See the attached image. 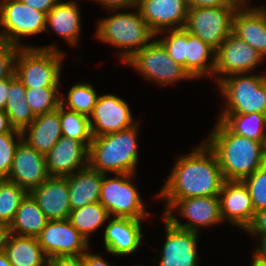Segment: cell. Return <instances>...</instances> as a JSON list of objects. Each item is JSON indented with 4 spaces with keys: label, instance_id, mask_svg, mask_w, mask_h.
<instances>
[{
    "label": "cell",
    "instance_id": "cell-1",
    "mask_svg": "<svg viewBox=\"0 0 266 266\" xmlns=\"http://www.w3.org/2000/svg\"><path fill=\"white\" fill-rule=\"evenodd\" d=\"M193 150L176 159L157 197L185 199L219 196L224 178L215 153L205 142Z\"/></svg>",
    "mask_w": 266,
    "mask_h": 266
},
{
    "label": "cell",
    "instance_id": "cell-2",
    "mask_svg": "<svg viewBox=\"0 0 266 266\" xmlns=\"http://www.w3.org/2000/svg\"><path fill=\"white\" fill-rule=\"evenodd\" d=\"M205 143L215 153L224 180L242 181L266 164L264 141L233 133L217 120Z\"/></svg>",
    "mask_w": 266,
    "mask_h": 266
},
{
    "label": "cell",
    "instance_id": "cell-3",
    "mask_svg": "<svg viewBox=\"0 0 266 266\" xmlns=\"http://www.w3.org/2000/svg\"><path fill=\"white\" fill-rule=\"evenodd\" d=\"M138 126L139 121L132 127L116 133L93 136L88 164L104 174H137Z\"/></svg>",
    "mask_w": 266,
    "mask_h": 266
},
{
    "label": "cell",
    "instance_id": "cell-4",
    "mask_svg": "<svg viewBox=\"0 0 266 266\" xmlns=\"http://www.w3.org/2000/svg\"><path fill=\"white\" fill-rule=\"evenodd\" d=\"M136 10L122 13L118 10L116 14L97 22L95 36L100 41L120 48L118 56L124 63L156 38L137 7Z\"/></svg>",
    "mask_w": 266,
    "mask_h": 266
},
{
    "label": "cell",
    "instance_id": "cell-5",
    "mask_svg": "<svg viewBox=\"0 0 266 266\" xmlns=\"http://www.w3.org/2000/svg\"><path fill=\"white\" fill-rule=\"evenodd\" d=\"M65 53L55 45L20 47L15 74L26 88L59 87Z\"/></svg>",
    "mask_w": 266,
    "mask_h": 266
},
{
    "label": "cell",
    "instance_id": "cell-6",
    "mask_svg": "<svg viewBox=\"0 0 266 266\" xmlns=\"http://www.w3.org/2000/svg\"><path fill=\"white\" fill-rule=\"evenodd\" d=\"M217 86L226 101L221 114H266V73L232 74Z\"/></svg>",
    "mask_w": 266,
    "mask_h": 266
},
{
    "label": "cell",
    "instance_id": "cell-7",
    "mask_svg": "<svg viewBox=\"0 0 266 266\" xmlns=\"http://www.w3.org/2000/svg\"><path fill=\"white\" fill-rule=\"evenodd\" d=\"M109 177L104 174L101 184L99 202L106 208L111 217H128L144 220L148 216L145 204L132 178L134 174H115Z\"/></svg>",
    "mask_w": 266,
    "mask_h": 266
},
{
    "label": "cell",
    "instance_id": "cell-8",
    "mask_svg": "<svg viewBox=\"0 0 266 266\" xmlns=\"http://www.w3.org/2000/svg\"><path fill=\"white\" fill-rule=\"evenodd\" d=\"M125 63L136 69L145 80L155 82L159 86H167L181 80H193L184 67L169 56L157 37Z\"/></svg>",
    "mask_w": 266,
    "mask_h": 266
},
{
    "label": "cell",
    "instance_id": "cell-9",
    "mask_svg": "<svg viewBox=\"0 0 266 266\" xmlns=\"http://www.w3.org/2000/svg\"><path fill=\"white\" fill-rule=\"evenodd\" d=\"M46 15L29 7L22 0H0V40L18 47H37L24 46L19 40L44 32Z\"/></svg>",
    "mask_w": 266,
    "mask_h": 266
},
{
    "label": "cell",
    "instance_id": "cell-10",
    "mask_svg": "<svg viewBox=\"0 0 266 266\" xmlns=\"http://www.w3.org/2000/svg\"><path fill=\"white\" fill-rule=\"evenodd\" d=\"M163 200L165 201L164 217L177 228L199 233L201 227L206 228L223 223L219 196ZM175 209L177 214L187 219L188 222L181 223L174 215Z\"/></svg>",
    "mask_w": 266,
    "mask_h": 266
},
{
    "label": "cell",
    "instance_id": "cell-11",
    "mask_svg": "<svg viewBox=\"0 0 266 266\" xmlns=\"http://www.w3.org/2000/svg\"><path fill=\"white\" fill-rule=\"evenodd\" d=\"M234 5L189 8L185 29L217 50L232 33Z\"/></svg>",
    "mask_w": 266,
    "mask_h": 266
},
{
    "label": "cell",
    "instance_id": "cell-12",
    "mask_svg": "<svg viewBox=\"0 0 266 266\" xmlns=\"http://www.w3.org/2000/svg\"><path fill=\"white\" fill-rule=\"evenodd\" d=\"M265 58L233 32L216 50L213 76L217 84L232 74L251 73Z\"/></svg>",
    "mask_w": 266,
    "mask_h": 266
},
{
    "label": "cell",
    "instance_id": "cell-13",
    "mask_svg": "<svg viewBox=\"0 0 266 266\" xmlns=\"http://www.w3.org/2000/svg\"><path fill=\"white\" fill-rule=\"evenodd\" d=\"M46 257L79 256L89 249V241L67 220H49L37 236Z\"/></svg>",
    "mask_w": 266,
    "mask_h": 266
},
{
    "label": "cell",
    "instance_id": "cell-14",
    "mask_svg": "<svg viewBox=\"0 0 266 266\" xmlns=\"http://www.w3.org/2000/svg\"><path fill=\"white\" fill-rule=\"evenodd\" d=\"M89 120L93 136L116 133L137 123L128 103L110 93L98 97Z\"/></svg>",
    "mask_w": 266,
    "mask_h": 266
},
{
    "label": "cell",
    "instance_id": "cell-15",
    "mask_svg": "<svg viewBox=\"0 0 266 266\" xmlns=\"http://www.w3.org/2000/svg\"><path fill=\"white\" fill-rule=\"evenodd\" d=\"M166 239L158 266H198L199 233L175 227L163 216Z\"/></svg>",
    "mask_w": 266,
    "mask_h": 266
},
{
    "label": "cell",
    "instance_id": "cell-16",
    "mask_svg": "<svg viewBox=\"0 0 266 266\" xmlns=\"http://www.w3.org/2000/svg\"><path fill=\"white\" fill-rule=\"evenodd\" d=\"M137 8L156 37L184 28L189 9L186 0H137Z\"/></svg>",
    "mask_w": 266,
    "mask_h": 266
},
{
    "label": "cell",
    "instance_id": "cell-17",
    "mask_svg": "<svg viewBox=\"0 0 266 266\" xmlns=\"http://www.w3.org/2000/svg\"><path fill=\"white\" fill-rule=\"evenodd\" d=\"M48 177L45 155L37 152L22 140L16 148L7 180L14 182L29 193L39 187Z\"/></svg>",
    "mask_w": 266,
    "mask_h": 266
},
{
    "label": "cell",
    "instance_id": "cell-18",
    "mask_svg": "<svg viewBox=\"0 0 266 266\" xmlns=\"http://www.w3.org/2000/svg\"><path fill=\"white\" fill-rule=\"evenodd\" d=\"M219 198L223 222L228 221L245 231L253 220L255 210L244 182L224 180Z\"/></svg>",
    "mask_w": 266,
    "mask_h": 266
},
{
    "label": "cell",
    "instance_id": "cell-19",
    "mask_svg": "<svg viewBox=\"0 0 266 266\" xmlns=\"http://www.w3.org/2000/svg\"><path fill=\"white\" fill-rule=\"evenodd\" d=\"M49 176H68L89 163V147L80 140L61 137L45 155Z\"/></svg>",
    "mask_w": 266,
    "mask_h": 266
},
{
    "label": "cell",
    "instance_id": "cell-20",
    "mask_svg": "<svg viewBox=\"0 0 266 266\" xmlns=\"http://www.w3.org/2000/svg\"><path fill=\"white\" fill-rule=\"evenodd\" d=\"M128 217H109L103 233L106 252L115 256L131 255L142 243V223Z\"/></svg>",
    "mask_w": 266,
    "mask_h": 266
},
{
    "label": "cell",
    "instance_id": "cell-21",
    "mask_svg": "<svg viewBox=\"0 0 266 266\" xmlns=\"http://www.w3.org/2000/svg\"><path fill=\"white\" fill-rule=\"evenodd\" d=\"M29 194L48 220H67L71 208L67 176H49Z\"/></svg>",
    "mask_w": 266,
    "mask_h": 266
},
{
    "label": "cell",
    "instance_id": "cell-22",
    "mask_svg": "<svg viewBox=\"0 0 266 266\" xmlns=\"http://www.w3.org/2000/svg\"><path fill=\"white\" fill-rule=\"evenodd\" d=\"M265 6L237 9L233 16L232 32L248 43L266 59Z\"/></svg>",
    "mask_w": 266,
    "mask_h": 266
},
{
    "label": "cell",
    "instance_id": "cell-23",
    "mask_svg": "<svg viewBox=\"0 0 266 266\" xmlns=\"http://www.w3.org/2000/svg\"><path fill=\"white\" fill-rule=\"evenodd\" d=\"M74 0H59L46 15V29L50 27L54 33L66 40L69 45H78L81 33L80 7Z\"/></svg>",
    "mask_w": 266,
    "mask_h": 266
},
{
    "label": "cell",
    "instance_id": "cell-24",
    "mask_svg": "<svg viewBox=\"0 0 266 266\" xmlns=\"http://www.w3.org/2000/svg\"><path fill=\"white\" fill-rule=\"evenodd\" d=\"M22 137L29 146L46 155L62 137L59 107L55 111L37 115L22 131Z\"/></svg>",
    "mask_w": 266,
    "mask_h": 266
},
{
    "label": "cell",
    "instance_id": "cell-25",
    "mask_svg": "<svg viewBox=\"0 0 266 266\" xmlns=\"http://www.w3.org/2000/svg\"><path fill=\"white\" fill-rule=\"evenodd\" d=\"M103 175L88 164L67 176L71 210L99 202Z\"/></svg>",
    "mask_w": 266,
    "mask_h": 266
},
{
    "label": "cell",
    "instance_id": "cell-26",
    "mask_svg": "<svg viewBox=\"0 0 266 266\" xmlns=\"http://www.w3.org/2000/svg\"><path fill=\"white\" fill-rule=\"evenodd\" d=\"M3 251L11 266H46L48 258L37 237L7 234Z\"/></svg>",
    "mask_w": 266,
    "mask_h": 266
},
{
    "label": "cell",
    "instance_id": "cell-27",
    "mask_svg": "<svg viewBox=\"0 0 266 266\" xmlns=\"http://www.w3.org/2000/svg\"><path fill=\"white\" fill-rule=\"evenodd\" d=\"M216 50L186 30V71L193 79L213 76Z\"/></svg>",
    "mask_w": 266,
    "mask_h": 266
},
{
    "label": "cell",
    "instance_id": "cell-28",
    "mask_svg": "<svg viewBox=\"0 0 266 266\" xmlns=\"http://www.w3.org/2000/svg\"><path fill=\"white\" fill-rule=\"evenodd\" d=\"M49 220L28 193L21 201L8 233L18 236L37 237Z\"/></svg>",
    "mask_w": 266,
    "mask_h": 266
},
{
    "label": "cell",
    "instance_id": "cell-29",
    "mask_svg": "<svg viewBox=\"0 0 266 266\" xmlns=\"http://www.w3.org/2000/svg\"><path fill=\"white\" fill-rule=\"evenodd\" d=\"M25 94L26 87L14 72L9 77V93L4 111L8 115L12 127L21 132L36 118L27 102Z\"/></svg>",
    "mask_w": 266,
    "mask_h": 266
},
{
    "label": "cell",
    "instance_id": "cell-30",
    "mask_svg": "<svg viewBox=\"0 0 266 266\" xmlns=\"http://www.w3.org/2000/svg\"><path fill=\"white\" fill-rule=\"evenodd\" d=\"M222 121L233 133L256 141H265L266 114L252 112L249 114H221Z\"/></svg>",
    "mask_w": 266,
    "mask_h": 266
},
{
    "label": "cell",
    "instance_id": "cell-31",
    "mask_svg": "<svg viewBox=\"0 0 266 266\" xmlns=\"http://www.w3.org/2000/svg\"><path fill=\"white\" fill-rule=\"evenodd\" d=\"M109 217L106 208L100 202H95L71 210L68 220L82 236L90 241L91 234L102 225L104 226Z\"/></svg>",
    "mask_w": 266,
    "mask_h": 266
},
{
    "label": "cell",
    "instance_id": "cell-32",
    "mask_svg": "<svg viewBox=\"0 0 266 266\" xmlns=\"http://www.w3.org/2000/svg\"><path fill=\"white\" fill-rule=\"evenodd\" d=\"M62 136L80 140L90 147L93 135L89 117L59 105Z\"/></svg>",
    "mask_w": 266,
    "mask_h": 266
},
{
    "label": "cell",
    "instance_id": "cell-33",
    "mask_svg": "<svg viewBox=\"0 0 266 266\" xmlns=\"http://www.w3.org/2000/svg\"><path fill=\"white\" fill-rule=\"evenodd\" d=\"M98 97L99 95L91 84L76 83L69 89L67 97H63L62 94L60 104L69 110L89 117L93 112Z\"/></svg>",
    "mask_w": 266,
    "mask_h": 266
},
{
    "label": "cell",
    "instance_id": "cell-34",
    "mask_svg": "<svg viewBox=\"0 0 266 266\" xmlns=\"http://www.w3.org/2000/svg\"><path fill=\"white\" fill-rule=\"evenodd\" d=\"M28 192L7 179H0V222L7 227L12 223L21 201Z\"/></svg>",
    "mask_w": 266,
    "mask_h": 266
},
{
    "label": "cell",
    "instance_id": "cell-35",
    "mask_svg": "<svg viewBox=\"0 0 266 266\" xmlns=\"http://www.w3.org/2000/svg\"><path fill=\"white\" fill-rule=\"evenodd\" d=\"M58 87L26 88L25 97L37 116L55 111L60 105L61 93Z\"/></svg>",
    "mask_w": 266,
    "mask_h": 266
},
{
    "label": "cell",
    "instance_id": "cell-36",
    "mask_svg": "<svg viewBox=\"0 0 266 266\" xmlns=\"http://www.w3.org/2000/svg\"><path fill=\"white\" fill-rule=\"evenodd\" d=\"M166 31L167 35L157 40L164 46L169 56L186 70V29Z\"/></svg>",
    "mask_w": 266,
    "mask_h": 266
},
{
    "label": "cell",
    "instance_id": "cell-37",
    "mask_svg": "<svg viewBox=\"0 0 266 266\" xmlns=\"http://www.w3.org/2000/svg\"><path fill=\"white\" fill-rule=\"evenodd\" d=\"M242 181L248 189L255 212L266 209V164Z\"/></svg>",
    "mask_w": 266,
    "mask_h": 266
},
{
    "label": "cell",
    "instance_id": "cell-38",
    "mask_svg": "<svg viewBox=\"0 0 266 266\" xmlns=\"http://www.w3.org/2000/svg\"><path fill=\"white\" fill-rule=\"evenodd\" d=\"M22 140V133L0 134V179H7L16 148Z\"/></svg>",
    "mask_w": 266,
    "mask_h": 266
},
{
    "label": "cell",
    "instance_id": "cell-39",
    "mask_svg": "<svg viewBox=\"0 0 266 266\" xmlns=\"http://www.w3.org/2000/svg\"><path fill=\"white\" fill-rule=\"evenodd\" d=\"M20 47L0 40V81L15 72V58Z\"/></svg>",
    "mask_w": 266,
    "mask_h": 266
},
{
    "label": "cell",
    "instance_id": "cell-40",
    "mask_svg": "<svg viewBox=\"0 0 266 266\" xmlns=\"http://www.w3.org/2000/svg\"><path fill=\"white\" fill-rule=\"evenodd\" d=\"M245 231L249 234H266V209L255 212L251 224Z\"/></svg>",
    "mask_w": 266,
    "mask_h": 266
},
{
    "label": "cell",
    "instance_id": "cell-41",
    "mask_svg": "<svg viewBox=\"0 0 266 266\" xmlns=\"http://www.w3.org/2000/svg\"><path fill=\"white\" fill-rule=\"evenodd\" d=\"M46 266H85L84 253L79 256H59L49 258Z\"/></svg>",
    "mask_w": 266,
    "mask_h": 266
},
{
    "label": "cell",
    "instance_id": "cell-42",
    "mask_svg": "<svg viewBox=\"0 0 266 266\" xmlns=\"http://www.w3.org/2000/svg\"><path fill=\"white\" fill-rule=\"evenodd\" d=\"M98 2L102 7L109 11H117L119 9L135 8L137 7V0H93Z\"/></svg>",
    "mask_w": 266,
    "mask_h": 266
},
{
    "label": "cell",
    "instance_id": "cell-43",
    "mask_svg": "<svg viewBox=\"0 0 266 266\" xmlns=\"http://www.w3.org/2000/svg\"><path fill=\"white\" fill-rule=\"evenodd\" d=\"M254 237L258 236L259 245H256L252 259L259 264L266 266V234H251Z\"/></svg>",
    "mask_w": 266,
    "mask_h": 266
},
{
    "label": "cell",
    "instance_id": "cell-44",
    "mask_svg": "<svg viewBox=\"0 0 266 266\" xmlns=\"http://www.w3.org/2000/svg\"><path fill=\"white\" fill-rule=\"evenodd\" d=\"M29 7L48 13L59 0H22Z\"/></svg>",
    "mask_w": 266,
    "mask_h": 266
},
{
    "label": "cell",
    "instance_id": "cell-45",
    "mask_svg": "<svg viewBox=\"0 0 266 266\" xmlns=\"http://www.w3.org/2000/svg\"><path fill=\"white\" fill-rule=\"evenodd\" d=\"M188 8L227 6L225 0H186Z\"/></svg>",
    "mask_w": 266,
    "mask_h": 266
},
{
    "label": "cell",
    "instance_id": "cell-46",
    "mask_svg": "<svg viewBox=\"0 0 266 266\" xmlns=\"http://www.w3.org/2000/svg\"><path fill=\"white\" fill-rule=\"evenodd\" d=\"M85 266H111L100 254H92L90 251L84 252Z\"/></svg>",
    "mask_w": 266,
    "mask_h": 266
},
{
    "label": "cell",
    "instance_id": "cell-47",
    "mask_svg": "<svg viewBox=\"0 0 266 266\" xmlns=\"http://www.w3.org/2000/svg\"><path fill=\"white\" fill-rule=\"evenodd\" d=\"M2 133H22V132L15 130L12 127L8 115L4 110L0 109V134Z\"/></svg>",
    "mask_w": 266,
    "mask_h": 266
},
{
    "label": "cell",
    "instance_id": "cell-48",
    "mask_svg": "<svg viewBox=\"0 0 266 266\" xmlns=\"http://www.w3.org/2000/svg\"><path fill=\"white\" fill-rule=\"evenodd\" d=\"M9 93V78L0 81V109L5 110L6 100Z\"/></svg>",
    "mask_w": 266,
    "mask_h": 266
},
{
    "label": "cell",
    "instance_id": "cell-49",
    "mask_svg": "<svg viewBox=\"0 0 266 266\" xmlns=\"http://www.w3.org/2000/svg\"><path fill=\"white\" fill-rule=\"evenodd\" d=\"M7 234L8 227L0 222V251L3 250Z\"/></svg>",
    "mask_w": 266,
    "mask_h": 266
},
{
    "label": "cell",
    "instance_id": "cell-50",
    "mask_svg": "<svg viewBox=\"0 0 266 266\" xmlns=\"http://www.w3.org/2000/svg\"><path fill=\"white\" fill-rule=\"evenodd\" d=\"M228 4L234 5L237 9L249 8V0H225Z\"/></svg>",
    "mask_w": 266,
    "mask_h": 266
},
{
    "label": "cell",
    "instance_id": "cell-51",
    "mask_svg": "<svg viewBox=\"0 0 266 266\" xmlns=\"http://www.w3.org/2000/svg\"><path fill=\"white\" fill-rule=\"evenodd\" d=\"M0 266H11L8 257L3 250L0 251Z\"/></svg>",
    "mask_w": 266,
    "mask_h": 266
},
{
    "label": "cell",
    "instance_id": "cell-52",
    "mask_svg": "<svg viewBox=\"0 0 266 266\" xmlns=\"http://www.w3.org/2000/svg\"><path fill=\"white\" fill-rule=\"evenodd\" d=\"M250 266H265V265H262V264H259V263H256L254 260H252L251 262H250Z\"/></svg>",
    "mask_w": 266,
    "mask_h": 266
},
{
    "label": "cell",
    "instance_id": "cell-53",
    "mask_svg": "<svg viewBox=\"0 0 266 266\" xmlns=\"http://www.w3.org/2000/svg\"><path fill=\"white\" fill-rule=\"evenodd\" d=\"M264 158L266 161V137H265V141H264Z\"/></svg>",
    "mask_w": 266,
    "mask_h": 266
}]
</instances>
